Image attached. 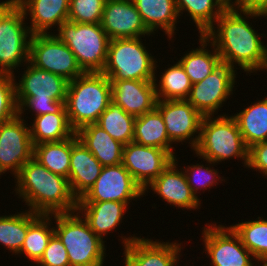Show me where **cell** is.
<instances>
[{"label":"cell","mask_w":267,"mask_h":266,"mask_svg":"<svg viewBox=\"0 0 267 266\" xmlns=\"http://www.w3.org/2000/svg\"><path fill=\"white\" fill-rule=\"evenodd\" d=\"M260 16L266 17L257 12H239L228 6L216 19L214 25L217 26L211 27L204 36L215 46L221 63L233 68L237 63L247 73L261 70L265 45L260 39L262 36L246 20Z\"/></svg>","instance_id":"obj_1"},{"label":"cell","mask_w":267,"mask_h":266,"mask_svg":"<svg viewBox=\"0 0 267 266\" xmlns=\"http://www.w3.org/2000/svg\"><path fill=\"white\" fill-rule=\"evenodd\" d=\"M14 178L17 186L14 191L23 198L29 211L43 215L77 211L78 200L68 179L49 171L34 157Z\"/></svg>","instance_id":"obj_2"},{"label":"cell","mask_w":267,"mask_h":266,"mask_svg":"<svg viewBox=\"0 0 267 266\" xmlns=\"http://www.w3.org/2000/svg\"><path fill=\"white\" fill-rule=\"evenodd\" d=\"M27 63L19 83L15 82L18 114H24L25 109L33 110L35 117L47 113H67L65 102L69 81L39 69L29 61Z\"/></svg>","instance_id":"obj_3"},{"label":"cell","mask_w":267,"mask_h":266,"mask_svg":"<svg viewBox=\"0 0 267 266\" xmlns=\"http://www.w3.org/2000/svg\"><path fill=\"white\" fill-rule=\"evenodd\" d=\"M111 101L110 79L102 72H84L69 81L65 107L71 128L76 132L97 123Z\"/></svg>","instance_id":"obj_4"},{"label":"cell","mask_w":267,"mask_h":266,"mask_svg":"<svg viewBox=\"0 0 267 266\" xmlns=\"http://www.w3.org/2000/svg\"><path fill=\"white\" fill-rule=\"evenodd\" d=\"M203 116L200 137L193 151L199 158L210 164L228 159L240 158L243 164L248 163L246 147L238 124L233 116Z\"/></svg>","instance_id":"obj_5"},{"label":"cell","mask_w":267,"mask_h":266,"mask_svg":"<svg viewBox=\"0 0 267 266\" xmlns=\"http://www.w3.org/2000/svg\"><path fill=\"white\" fill-rule=\"evenodd\" d=\"M76 212L52 214L56 219L54 234L65 246L70 266H103L105 241Z\"/></svg>","instance_id":"obj_6"},{"label":"cell","mask_w":267,"mask_h":266,"mask_svg":"<svg viewBox=\"0 0 267 266\" xmlns=\"http://www.w3.org/2000/svg\"><path fill=\"white\" fill-rule=\"evenodd\" d=\"M141 40L140 37L110 40L102 73L110 80H156L158 62Z\"/></svg>","instance_id":"obj_7"},{"label":"cell","mask_w":267,"mask_h":266,"mask_svg":"<svg viewBox=\"0 0 267 266\" xmlns=\"http://www.w3.org/2000/svg\"><path fill=\"white\" fill-rule=\"evenodd\" d=\"M55 34L73 52L84 72H102L110 38L101 23L63 22Z\"/></svg>","instance_id":"obj_8"},{"label":"cell","mask_w":267,"mask_h":266,"mask_svg":"<svg viewBox=\"0 0 267 266\" xmlns=\"http://www.w3.org/2000/svg\"><path fill=\"white\" fill-rule=\"evenodd\" d=\"M54 33L33 34L30 40L29 62L35 67L72 81L84 71L75 55Z\"/></svg>","instance_id":"obj_9"},{"label":"cell","mask_w":267,"mask_h":266,"mask_svg":"<svg viewBox=\"0 0 267 266\" xmlns=\"http://www.w3.org/2000/svg\"><path fill=\"white\" fill-rule=\"evenodd\" d=\"M202 234L205 253L210 257L213 266H255V257L242 244L231 225L225 227L222 224L208 223Z\"/></svg>","instance_id":"obj_10"},{"label":"cell","mask_w":267,"mask_h":266,"mask_svg":"<svg viewBox=\"0 0 267 266\" xmlns=\"http://www.w3.org/2000/svg\"><path fill=\"white\" fill-rule=\"evenodd\" d=\"M235 68L221 63L202 81L192 84L186 99L202 116H214L233 94ZM223 103V104H222Z\"/></svg>","instance_id":"obj_11"},{"label":"cell","mask_w":267,"mask_h":266,"mask_svg":"<svg viewBox=\"0 0 267 266\" xmlns=\"http://www.w3.org/2000/svg\"><path fill=\"white\" fill-rule=\"evenodd\" d=\"M144 197V190L122 165L104 166L94 185L78 202L116 201L130 204V200Z\"/></svg>","instance_id":"obj_12"},{"label":"cell","mask_w":267,"mask_h":266,"mask_svg":"<svg viewBox=\"0 0 267 266\" xmlns=\"http://www.w3.org/2000/svg\"><path fill=\"white\" fill-rule=\"evenodd\" d=\"M23 11L17 7L2 23L0 41V73L14 75L17 67L29 61L32 33L26 26ZM25 62V63H23Z\"/></svg>","instance_id":"obj_13"},{"label":"cell","mask_w":267,"mask_h":266,"mask_svg":"<svg viewBox=\"0 0 267 266\" xmlns=\"http://www.w3.org/2000/svg\"><path fill=\"white\" fill-rule=\"evenodd\" d=\"M22 116L17 114L0 124V170L3 173L10 170L14 177L34 153L30 128Z\"/></svg>","instance_id":"obj_14"},{"label":"cell","mask_w":267,"mask_h":266,"mask_svg":"<svg viewBox=\"0 0 267 266\" xmlns=\"http://www.w3.org/2000/svg\"><path fill=\"white\" fill-rule=\"evenodd\" d=\"M155 108L161 113L170 142L189 140L191 150H194L203 116L186 99L157 100Z\"/></svg>","instance_id":"obj_15"},{"label":"cell","mask_w":267,"mask_h":266,"mask_svg":"<svg viewBox=\"0 0 267 266\" xmlns=\"http://www.w3.org/2000/svg\"><path fill=\"white\" fill-rule=\"evenodd\" d=\"M173 160L166 150L130 142L124 145L121 164L144 190Z\"/></svg>","instance_id":"obj_16"},{"label":"cell","mask_w":267,"mask_h":266,"mask_svg":"<svg viewBox=\"0 0 267 266\" xmlns=\"http://www.w3.org/2000/svg\"><path fill=\"white\" fill-rule=\"evenodd\" d=\"M122 237L124 266H178L181 243L159 242L136 236Z\"/></svg>","instance_id":"obj_17"},{"label":"cell","mask_w":267,"mask_h":266,"mask_svg":"<svg viewBox=\"0 0 267 266\" xmlns=\"http://www.w3.org/2000/svg\"><path fill=\"white\" fill-rule=\"evenodd\" d=\"M101 26L110 40L139 38L152 34L146 28L132 0H106Z\"/></svg>","instance_id":"obj_18"},{"label":"cell","mask_w":267,"mask_h":266,"mask_svg":"<svg viewBox=\"0 0 267 266\" xmlns=\"http://www.w3.org/2000/svg\"><path fill=\"white\" fill-rule=\"evenodd\" d=\"M177 160L175 157L162 173L144 188V195L147 189H151L154 194L157 193L169 205L172 204L174 207L196 210L200 207L201 201H199L200 199L196 197L188 185L184 170H178Z\"/></svg>","instance_id":"obj_19"},{"label":"cell","mask_w":267,"mask_h":266,"mask_svg":"<svg viewBox=\"0 0 267 266\" xmlns=\"http://www.w3.org/2000/svg\"><path fill=\"white\" fill-rule=\"evenodd\" d=\"M111 100L139 117L156 107L155 80H110Z\"/></svg>","instance_id":"obj_20"},{"label":"cell","mask_w":267,"mask_h":266,"mask_svg":"<svg viewBox=\"0 0 267 266\" xmlns=\"http://www.w3.org/2000/svg\"><path fill=\"white\" fill-rule=\"evenodd\" d=\"M103 166L78 139L71 137V157L69 185L73 195L79 200L95 183Z\"/></svg>","instance_id":"obj_21"},{"label":"cell","mask_w":267,"mask_h":266,"mask_svg":"<svg viewBox=\"0 0 267 266\" xmlns=\"http://www.w3.org/2000/svg\"><path fill=\"white\" fill-rule=\"evenodd\" d=\"M70 0H17L18 7L30 15L32 34H48L49 28L68 20Z\"/></svg>","instance_id":"obj_22"},{"label":"cell","mask_w":267,"mask_h":266,"mask_svg":"<svg viewBox=\"0 0 267 266\" xmlns=\"http://www.w3.org/2000/svg\"><path fill=\"white\" fill-rule=\"evenodd\" d=\"M127 209L129 208L126 203L116 201L78 202L77 204V211L102 240L104 235L122 223Z\"/></svg>","instance_id":"obj_23"},{"label":"cell","mask_w":267,"mask_h":266,"mask_svg":"<svg viewBox=\"0 0 267 266\" xmlns=\"http://www.w3.org/2000/svg\"><path fill=\"white\" fill-rule=\"evenodd\" d=\"M76 135L103 167L122 163L124 145L96 123L81 127Z\"/></svg>","instance_id":"obj_24"},{"label":"cell","mask_w":267,"mask_h":266,"mask_svg":"<svg viewBox=\"0 0 267 266\" xmlns=\"http://www.w3.org/2000/svg\"><path fill=\"white\" fill-rule=\"evenodd\" d=\"M146 28L153 34L162 28L168 38H172L177 24L178 14L175 0H132Z\"/></svg>","instance_id":"obj_25"},{"label":"cell","mask_w":267,"mask_h":266,"mask_svg":"<svg viewBox=\"0 0 267 266\" xmlns=\"http://www.w3.org/2000/svg\"><path fill=\"white\" fill-rule=\"evenodd\" d=\"M133 142L157 147L168 151L174 158L173 147L166 132L161 113L154 108L152 111L136 117L134 123Z\"/></svg>","instance_id":"obj_26"},{"label":"cell","mask_w":267,"mask_h":266,"mask_svg":"<svg viewBox=\"0 0 267 266\" xmlns=\"http://www.w3.org/2000/svg\"><path fill=\"white\" fill-rule=\"evenodd\" d=\"M232 116L238 124L247 148L267 141V98L253 103Z\"/></svg>","instance_id":"obj_27"},{"label":"cell","mask_w":267,"mask_h":266,"mask_svg":"<svg viewBox=\"0 0 267 266\" xmlns=\"http://www.w3.org/2000/svg\"><path fill=\"white\" fill-rule=\"evenodd\" d=\"M34 118L33 124L29 126L33 146L62 141L76 133L70 126L67 113H47Z\"/></svg>","instance_id":"obj_28"},{"label":"cell","mask_w":267,"mask_h":266,"mask_svg":"<svg viewBox=\"0 0 267 266\" xmlns=\"http://www.w3.org/2000/svg\"><path fill=\"white\" fill-rule=\"evenodd\" d=\"M199 38L201 47L192 49L178 60L192 84L202 81L221 64L220 56L215 46L211 43L214 51L207 50L205 48H207L210 41L204 35H200Z\"/></svg>","instance_id":"obj_29"},{"label":"cell","mask_w":267,"mask_h":266,"mask_svg":"<svg viewBox=\"0 0 267 266\" xmlns=\"http://www.w3.org/2000/svg\"><path fill=\"white\" fill-rule=\"evenodd\" d=\"M17 213L0 216V244L15 255L21 251L28 227L41 215L28 210Z\"/></svg>","instance_id":"obj_30"},{"label":"cell","mask_w":267,"mask_h":266,"mask_svg":"<svg viewBox=\"0 0 267 266\" xmlns=\"http://www.w3.org/2000/svg\"><path fill=\"white\" fill-rule=\"evenodd\" d=\"M178 14L188 12L199 30L204 35L214 26V22L229 6L225 0H175Z\"/></svg>","instance_id":"obj_31"},{"label":"cell","mask_w":267,"mask_h":266,"mask_svg":"<svg viewBox=\"0 0 267 266\" xmlns=\"http://www.w3.org/2000/svg\"><path fill=\"white\" fill-rule=\"evenodd\" d=\"M33 157L49 171L68 179L71 157V138L34 145Z\"/></svg>","instance_id":"obj_32"},{"label":"cell","mask_w":267,"mask_h":266,"mask_svg":"<svg viewBox=\"0 0 267 266\" xmlns=\"http://www.w3.org/2000/svg\"><path fill=\"white\" fill-rule=\"evenodd\" d=\"M135 119L136 117L128 114L121 106L111 101L96 124L113 139L126 145L133 142Z\"/></svg>","instance_id":"obj_33"},{"label":"cell","mask_w":267,"mask_h":266,"mask_svg":"<svg viewBox=\"0 0 267 266\" xmlns=\"http://www.w3.org/2000/svg\"><path fill=\"white\" fill-rule=\"evenodd\" d=\"M156 81L157 79L155 80L157 100L187 99L192 87L190 78L179 61L162 72L159 84Z\"/></svg>","instance_id":"obj_34"},{"label":"cell","mask_w":267,"mask_h":266,"mask_svg":"<svg viewBox=\"0 0 267 266\" xmlns=\"http://www.w3.org/2000/svg\"><path fill=\"white\" fill-rule=\"evenodd\" d=\"M52 217V214H41L28 227L27 234L19 254H24L27 259L29 258V261L31 260V262L33 261L35 264L43 256L51 237L54 235V226L52 227L50 225L52 224Z\"/></svg>","instance_id":"obj_35"},{"label":"cell","mask_w":267,"mask_h":266,"mask_svg":"<svg viewBox=\"0 0 267 266\" xmlns=\"http://www.w3.org/2000/svg\"><path fill=\"white\" fill-rule=\"evenodd\" d=\"M239 235L242 244L258 261H267V219L258 217L231 226Z\"/></svg>","instance_id":"obj_36"},{"label":"cell","mask_w":267,"mask_h":266,"mask_svg":"<svg viewBox=\"0 0 267 266\" xmlns=\"http://www.w3.org/2000/svg\"><path fill=\"white\" fill-rule=\"evenodd\" d=\"M106 0H70L68 21L101 23Z\"/></svg>","instance_id":"obj_37"},{"label":"cell","mask_w":267,"mask_h":266,"mask_svg":"<svg viewBox=\"0 0 267 266\" xmlns=\"http://www.w3.org/2000/svg\"><path fill=\"white\" fill-rule=\"evenodd\" d=\"M14 78L15 75L0 73V124L18 114Z\"/></svg>","instance_id":"obj_38"},{"label":"cell","mask_w":267,"mask_h":266,"mask_svg":"<svg viewBox=\"0 0 267 266\" xmlns=\"http://www.w3.org/2000/svg\"><path fill=\"white\" fill-rule=\"evenodd\" d=\"M186 168L187 167H185L183 170H185L184 173L186 175L188 185L191 187V190L196 197H198L197 191H199V189L200 191L202 189L204 191L205 189L208 190L209 188L214 187V185H217L219 181L222 183L224 180L218 175V171L210 168V166L204 167L203 164H191V166H188L187 169Z\"/></svg>","instance_id":"obj_39"},{"label":"cell","mask_w":267,"mask_h":266,"mask_svg":"<svg viewBox=\"0 0 267 266\" xmlns=\"http://www.w3.org/2000/svg\"><path fill=\"white\" fill-rule=\"evenodd\" d=\"M37 266H70L65 246L55 234L51 237Z\"/></svg>","instance_id":"obj_40"},{"label":"cell","mask_w":267,"mask_h":266,"mask_svg":"<svg viewBox=\"0 0 267 266\" xmlns=\"http://www.w3.org/2000/svg\"><path fill=\"white\" fill-rule=\"evenodd\" d=\"M247 168L255 169L267 176V141L257 143L248 148Z\"/></svg>","instance_id":"obj_41"},{"label":"cell","mask_w":267,"mask_h":266,"mask_svg":"<svg viewBox=\"0 0 267 266\" xmlns=\"http://www.w3.org/2000/svg\"><path fill=\"white\" fill-rule=\"evenodd\" d=\"M229 7L243 12L267 14V0H232Z\"/></svg>","instance_id":"obj_42"},{"label":"cell","mask_w":267,"mask_h":266,"mask_svg":"<svg viewBox=\"0 0 267 266\" xmlns=\"http://www.w3.org/2000/svg\"><path fill=\"white\" fill-rule=\"evenodd\" d=\"M18 7L17 0H6L0 2V41L3 36V31L1 30L3 21Z\"/></svg>","instance_id":"obj_43"},{"label":"cell","mask_w":267,"mask_h":266,"mask_svg":"<svg viewBox=\"0 0 267 266\" xmlns=\"http://www.w3.org/2000/svg\"><path fill=\"white\" fill-rule=\"evenodd\" d=\"M262 70H266L267 71V45L264 46V56H263L261 71Z\"/></svg>","instance_id":"obj_44"},{"label":"cell","mask_w":267,"mask_h":266,"mask_svg":"<svg viewBox=\"0 0 267 266\" xmlns=\"http://www.w3.org/2000/svg\"><path fill=\"white\" fill-rule=\"evenodd\" d=\"M258 262V264H259V262H260V264H263V265H258V266H267V261H257ZM257 264H255V266H256Z\"/></svg>","instance_id":"obj_45"},{"label":"cell","mask_w":267,"mask_h":266,"mask_svg":"<svg viewBox=\"0 0 267 266\" xmlns=\"http://www.w3.org/2000/svg\"><path fill=\"white\" fill-rule=\"evenodd\" d=\"M228 4L232 1V0H225Z\"/></svg>","instance_id":"obj_46"}]
</instances>
